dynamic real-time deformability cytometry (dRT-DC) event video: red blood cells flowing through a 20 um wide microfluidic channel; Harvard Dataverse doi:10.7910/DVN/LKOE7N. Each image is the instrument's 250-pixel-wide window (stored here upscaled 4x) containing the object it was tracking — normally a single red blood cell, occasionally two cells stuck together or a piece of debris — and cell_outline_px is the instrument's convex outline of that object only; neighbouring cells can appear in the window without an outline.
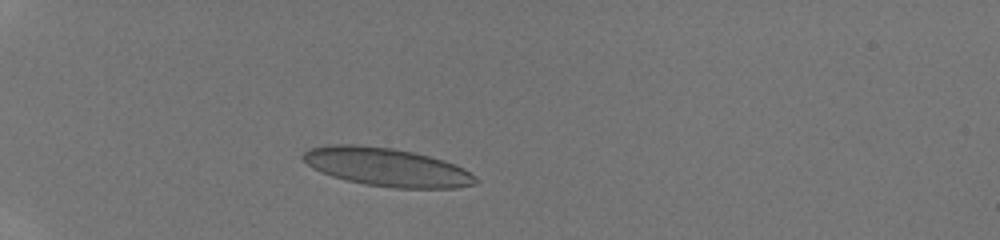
{"species": "human", "species_latin": "Homo sapiens", "temperature_condition": "room temperature", "stored_images_in_passage": 38, "camera_frame_rate_fps": 3000, "um_per_image_px": 0.085, "donor": {"sex": "male"}, "frame": {"image": 1, "passage_image": 8, "time_ms": 2.333, "image_size_px": [1000, 240], "cell_outline_px": [[480, 180], [476, 184], [456, 188], [396, 188], [364, 184], [332, 176], [312, 168], [300, 156], [308, 148], [328, 144], [352, 144], [392, 148], [412, 152], [444, 160], [464, 168], [476, 176]], "centroid_in_image_um": [32.88, 14.2], "position_along_channel_um": 52.1, "area_um2": 38.61}}
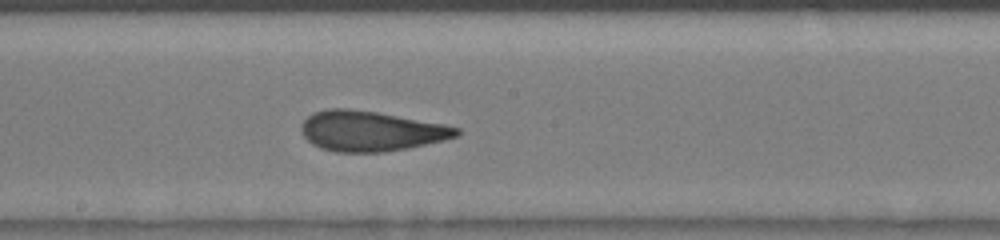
{"frame": {"image": 2, "passage_image": 21, "time_ms": 6.667, "image_size_px": [1000, 240], "cell_outline_px": [[460, 136], [444, 140], [408, 148], [384, 152], [336, 152], [320, 148], [312, 144], [304, 136], [300, 128], [300, 124], [312, 112], [328, 108], [348, 108], [376, 112], [444, 124], [460, 128]], "centroid_in_image_um": [31.5, 11.14], "position_along_channel_um": 216.7, "area_um2": 36.47}}
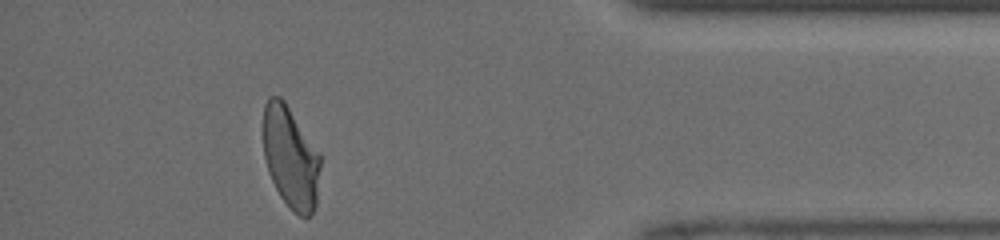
{"frame": {"image": 3, "passage_image": 35, "time_ms": 11.333, "image_size_px": [1000, 240], "cell_outline_px": [[320, 168], [316, 204], [312, 212], [308, 216], [300, 216], [292, 212], [288, 208], [280, 196], [268, 172], [264, 156], [264, 104], [268, 96], [280, 96], [284, 100], [320, 152]], "centroid_in_image_um": [24.71, 13.38], "position_along_channel_um": 410.5, "area_um2": 34.04}}